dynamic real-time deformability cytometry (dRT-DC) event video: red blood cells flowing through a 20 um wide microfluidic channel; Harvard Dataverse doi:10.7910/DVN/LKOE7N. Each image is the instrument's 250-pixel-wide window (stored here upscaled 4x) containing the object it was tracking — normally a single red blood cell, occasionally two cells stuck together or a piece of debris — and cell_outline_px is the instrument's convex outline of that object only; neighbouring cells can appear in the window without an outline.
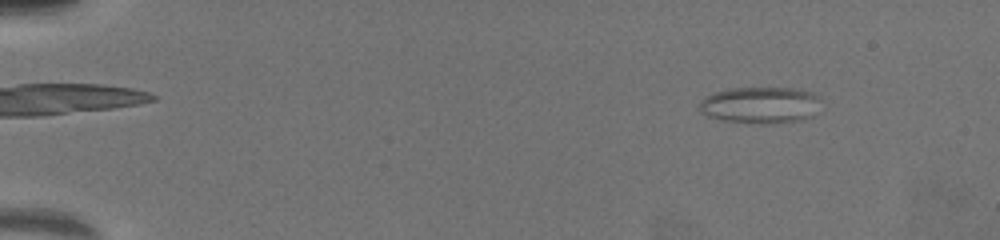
{"species": "common noctule bat (a hibernating species)", "species_latin": "Nyctalus noctula", "temperature_condition": "warm", "stored_images_in_passage": 65, "camera_frame_rate_fps": 3000, "um_per_image_px": 0.085, "animal": {"sex": "female", "body_mass_g": 19.5, "forearm_length_mm": 54.1}, "frame": {"image": 1, "passage_image": 8, "time_ms": 2.333, "image_size_px": [1000, 240], "cell_outline_px": [[820, 96], [812, 116], [800, 120], [768, 124], [760, 124], [724, 120], [708, 116], [700, 112], [700, 100], [704, 96], [712, 92], [732, 88], [800, 88], [812, 92]], "centroid_in_image_um": [64.59, 8.92], "position_along_channel_um": 20.4, "area_um2": 25.95}}
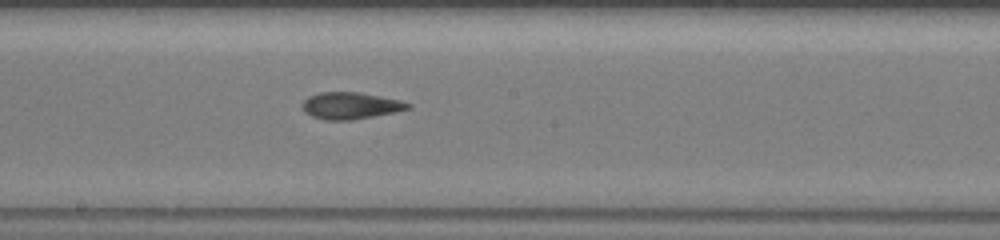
{"frame": {"image": 2, "passage_image": 38, "time_ms": 12.333, "image_size_px": [1000, 240], "cell_outline_px": [[412, 108], [352, 120], [324, 120], [312, 116], [304, 112], [304, 100], [308, 96], [320, 92], [360, 92], [400, 100], [412, 104]], "centroid_in_image_um": [29.8, 8.97], "position_along_channel_um": 218.4, "area_um2": 16.36}}
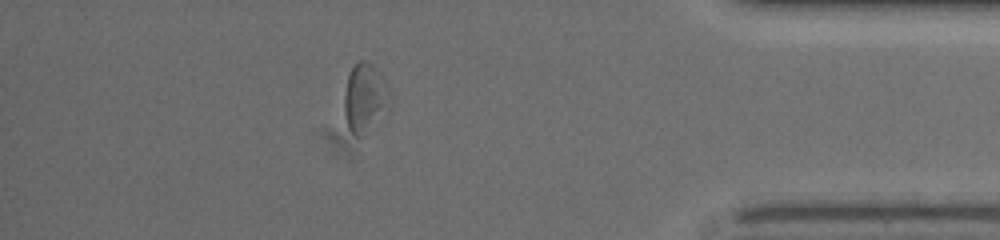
{"frame": {"image": 3, "passage_image": 58, "time_ms": 19.0, "image_size_px": [1000, 240], "cell_outline_px": [[392, 104], [376, 128], [368, 136], [360, 140], [348, 128], [344, 116], [344, 96], [348, 72], [360, 60], [364, 60], [372, 64], [384, 80], [392, 100]], "centroid_in_image_um": [31.04, 8.45], "position_along_channel_um": 404.2, "area_um2": 19.25}}